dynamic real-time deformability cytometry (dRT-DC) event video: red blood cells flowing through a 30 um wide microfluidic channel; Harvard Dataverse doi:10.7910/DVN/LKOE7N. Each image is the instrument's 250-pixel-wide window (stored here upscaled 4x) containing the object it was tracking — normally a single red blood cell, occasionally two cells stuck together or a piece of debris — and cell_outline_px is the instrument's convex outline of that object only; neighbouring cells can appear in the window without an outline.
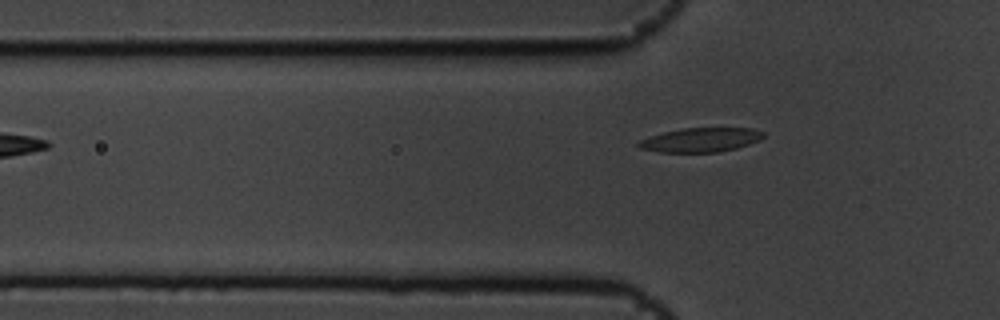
{"species": "common noctule bat (a hibernating species)", "species_latin": "Nyctalus noctula", "temperature_condition": "cold", "stored_images_in_passage": 3, "camera_frame_rate_fps": 3000, "um_per_image_px": 0.085, "animal": {"sex": "male", "body_mass_g": 19.5, "forearm_length_mm": 54.6}, "frame": {"image": 1, "passage_image": 3, "time_ms": 0.667, "image_size_px": [1000, 320], "cell_outline_px": [[764, 136], [760, 140], [736, 148], [716, 152], [660, 152], [640, 148], [636, 144], [640, 140], [648, 136], [664, 132], [684, 128], [752, 128], [764, 132]], "centroid_in_image_um": [59.55, 11.88], "position_along_channel_um": 66.3, "area_um2": 17.51}}